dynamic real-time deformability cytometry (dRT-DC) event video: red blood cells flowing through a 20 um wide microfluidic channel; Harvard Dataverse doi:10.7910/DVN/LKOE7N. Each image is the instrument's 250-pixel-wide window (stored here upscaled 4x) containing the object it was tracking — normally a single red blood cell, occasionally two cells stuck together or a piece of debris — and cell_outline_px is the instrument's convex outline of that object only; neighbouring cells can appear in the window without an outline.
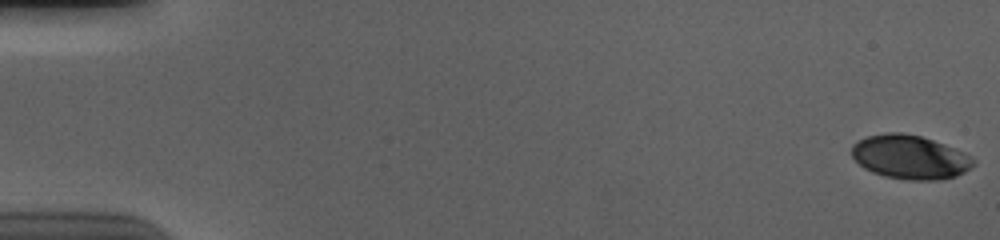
{"species": "human", "species_latin": "Homo sapiens", "temperature_condition": "cold", "stored_images_in_passage": 57, "camera_frame_rate_fps": 3000, "um_per_image_px": 0.085, "donor": {"sex": "male"}, "frame": {"image": 1, "passage_image": 1, "time_ms": 0.0, "image_size_px": [1000, 240], "cell_outline_px": [[976, 164], [964, 172], [956, 176], [940, 180], [908, 180], [884, 176], [872, 172], [864, 168], [852, 156], [852, 144], [868, 136], [884, 132], [900, 132], [920, 136], [944, 144], [964, 152], [972, 156], [976, 160]], "centroid_in_image_um": [77.37, 13.36], "position_along_channel_um": 7.6, "area_um2": 31.21}}
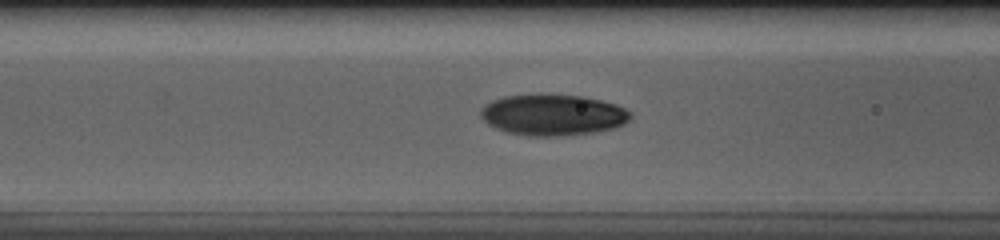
{"frame": {"image": 2, "passage_image": 24, "time_ms": 7.667, "image_size_px": [1000, 240], "cell_outline_px": [[632, 116], [624, 124], [612, 128], [592, 132], [556, 136], [528, 136], [508, 132], [496, 128], [488, 124], [480, 116], [480, 108], [484, 104], [492, 100], [504, 96], [584, 96], [616, 104], [632, 112]], "centroid_in_image_um": [46.98, 9.78], "position_along_channel_um": 119.6, "area_um2": 35.32}}
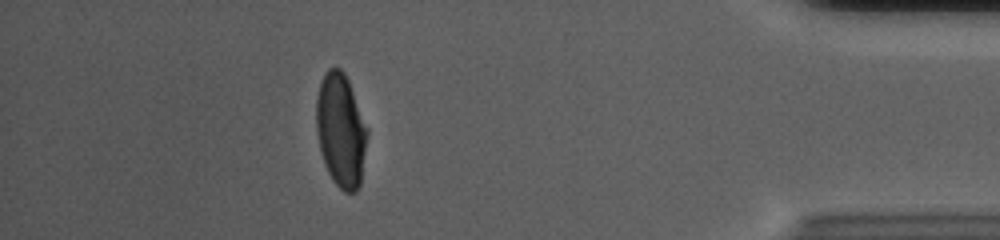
{"frame": {"image": 3, "passage_image": 51, "time_ms": 16.667, "image_size_px": [1000, 240], "cell_outline_px": [[368, 132], [360, 184], [356, 192], [344, 192], [332, 180], [324, 164], [320, 152], [316, 132], [316, 100], [320, 80], [324, 72], [328, 68], [340, 68], [344, 72], [348, 80], [368, 128]], "centroid_in_image_um": [28.95, 11.06], "position_along_channel_um": 406.2, "area_um2": 33.99}, "authors_computed_cell_mechanics": {"area_um2": 34.102, "velocity_mm_per_s": 3.6785, "shape_relaxation_time_tau1_ms": 5.1555, "shape_relaxation_time_tau2_ms": 1.3311, "deformation_change_tau1": 0.2067, "deformation_change_tau2": 0.0456}}